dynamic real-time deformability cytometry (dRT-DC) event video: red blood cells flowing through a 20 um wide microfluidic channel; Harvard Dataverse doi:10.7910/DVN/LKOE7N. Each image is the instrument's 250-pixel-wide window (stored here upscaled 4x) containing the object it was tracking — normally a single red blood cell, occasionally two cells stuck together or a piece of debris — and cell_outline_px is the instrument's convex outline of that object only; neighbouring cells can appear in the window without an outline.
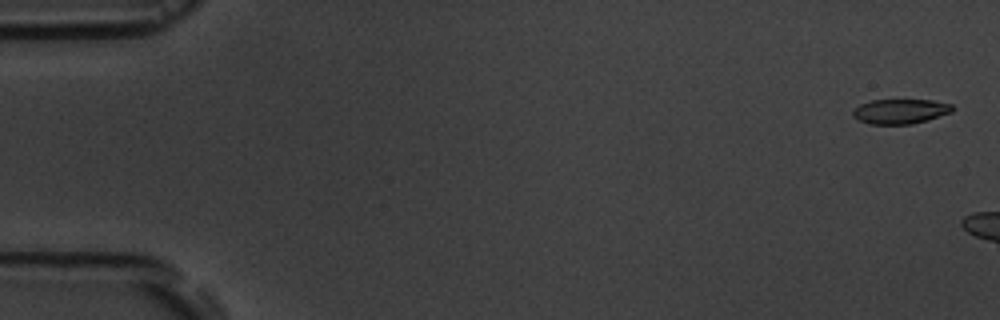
{"species": "common noctule bat (a hibernating species)", "species_latin": "Nyctalus noctula", "temperature_condition": "room temperature", "stored_images_in_passage": 2, "camera_frame_rate_fps": 3000, "um_per_image_px": 0.085, "animal": {"sex": "male", "body_mass_g": 19.5, "forearm_length_mm": 54.6}, "frame": {"image": 1, "passage_image": 1, "time_ms": 0.0, "image_size_px": [1000, 320], "cell_outline_px": [[952, 112], [928, 120], [912, 124], [872, 124], [856, 120], [852, 116], [852, 112], [860, 104], [872, 100], [932, 100], [952, 104]], "centroid_in_image_um": [76.51, 9.47], "position_along_channel_um": 8.5, "area_um2": 14.39}}